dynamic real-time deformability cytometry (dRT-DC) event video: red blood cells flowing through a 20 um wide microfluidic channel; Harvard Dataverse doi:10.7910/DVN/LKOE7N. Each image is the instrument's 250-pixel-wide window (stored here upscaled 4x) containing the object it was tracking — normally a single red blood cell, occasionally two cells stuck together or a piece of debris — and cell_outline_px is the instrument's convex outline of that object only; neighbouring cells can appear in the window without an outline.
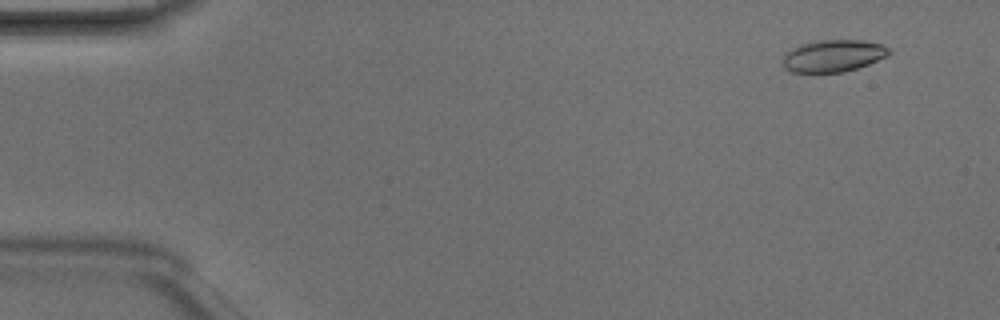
{"species": "Egyptian fruit bat (a non-hibernating species)", "species_latin": "Rousettus aegyptiacus", "temperature_condition": "room temperature", "stored_images_in_passage": 4, "camera_frame_rate_fps": 3000, "um_per_image_px": 0.085, "animal": {"sex": "male"}, "frame": {"image": 1, "passage_image": 1, "time_ms": 0.0, "image_size_px": [1000, 320], "cell_outline_px": [[892, 52], [888, 56], [868, 64], [844, 72], [792, 72], [784, 68], [784, 56], [792, 48], [804, 44], [824, 40], [864, 40], [884, 44]], "centroid_in_image_um": [70.89, 4.74], "position_along_channel_um": 14.1, "area_um2": 19.65}}